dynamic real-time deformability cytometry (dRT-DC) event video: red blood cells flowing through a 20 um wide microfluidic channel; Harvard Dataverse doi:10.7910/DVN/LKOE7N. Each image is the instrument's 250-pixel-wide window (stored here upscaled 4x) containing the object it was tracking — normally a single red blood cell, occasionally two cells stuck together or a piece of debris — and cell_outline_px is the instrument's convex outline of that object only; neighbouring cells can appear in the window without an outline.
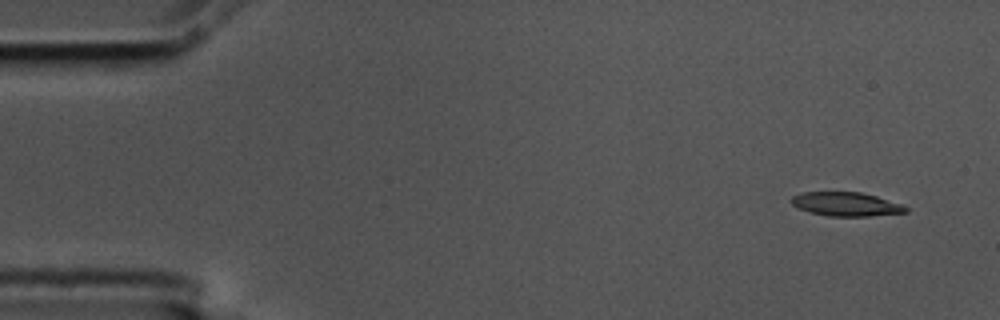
{"species": "common noctule bat (a hibernating species)", "species_latin": "Nyctalus noctula", "temperature_condition": "cold", "stored_images_in_passage": 4, "camera_frame_rate_fps": 3000, "um_per_image_px": 0.085, "animal": {"sex": "male", "body_mass_g": 17.5, "forearm_length_mm": 52.3}, "frame": {"image": 1, "passage_image": 1, "time_ms": 0.0, "image_size_px": [1000, 320], "cell_outline_px": [[908, 212], [868, 216], [828, 216], [808, 212], [792, 204], [792, 196], [804, 192], [860, 192], [876, 196], [904, 204], [908, 208]], "centroid_in_image_um": [71.96, 17.35], "position_along_channel_um": 13.0, "area_um2": 15.9}}
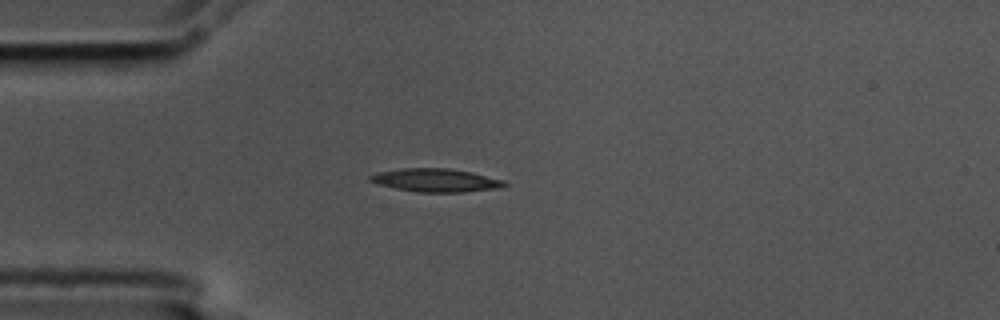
{"frame": {"image": 2, "passage_image": 4, "time_ms": 1.0, "image_size_px": [1000, 320], "cell_outline_px": [[508, 184], [504, 188], [464, 192], [420, 192], [396, 188], [376, 184], [368, 180], [368, 176], [376, 172], [400, 168], [448, 168], [472, 172], [504, 180]], "centroid_in_image_um": [37.05, 15.32], "position_along_channel_um": 47.9, "area_um2": 18.44}}